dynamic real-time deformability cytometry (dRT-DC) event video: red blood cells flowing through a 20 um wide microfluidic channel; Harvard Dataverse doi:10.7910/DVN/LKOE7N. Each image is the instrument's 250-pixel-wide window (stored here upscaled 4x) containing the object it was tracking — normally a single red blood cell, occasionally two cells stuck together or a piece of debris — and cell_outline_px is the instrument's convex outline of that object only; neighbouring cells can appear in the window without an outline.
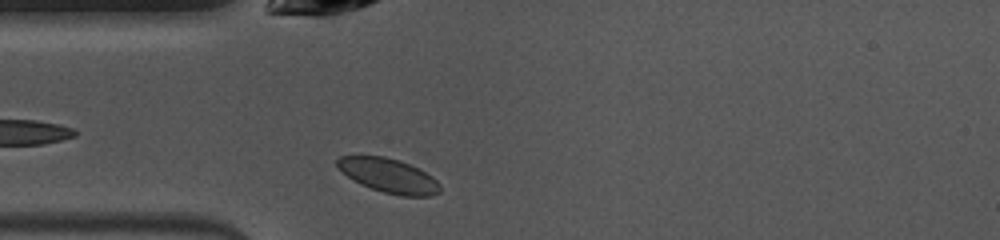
{"species": "common noctule bat (a hibernating species)", "species_latin": "Nyctalus noctula", "temperature_condition": "warm", "stored_images_in_passage": 35, "camera_frame_rate_fps": 3000, "um_per_image_px": 0.085, "animal": {"sex": "female", "body_mass_g": 10.0, "forearm_length_mm": 53.1}, "frame": {"image": 1, "passage_image": 1, "time_ms": 0.0, "image_size_px": [1000, 240], "cell_outline_px": [[440, 192], [428, 196], [400, 196], [384, 192], [372, 188], [348, 176], [336, 164], [336, 160], [340, 156], [384, 156], [400, 160], [420, 168], [432, 176], [440, 184]], "centroid_in_image_um": [33.1, 14.91], "position_along_channel_um": 51.9, "area_um2": 20.23}, "authors_computed_cell_mechanics": {"area_um2": 18.9584, "velocity_mm_per_s": 4.009, "shape_relaxation_time_tau1_ms": 1.5736, "shape_relaxation_time_tau2_ms": 2.5156, "deformation_change_tau1": 0.095, "deformation_change_tau2": 0.0712}}